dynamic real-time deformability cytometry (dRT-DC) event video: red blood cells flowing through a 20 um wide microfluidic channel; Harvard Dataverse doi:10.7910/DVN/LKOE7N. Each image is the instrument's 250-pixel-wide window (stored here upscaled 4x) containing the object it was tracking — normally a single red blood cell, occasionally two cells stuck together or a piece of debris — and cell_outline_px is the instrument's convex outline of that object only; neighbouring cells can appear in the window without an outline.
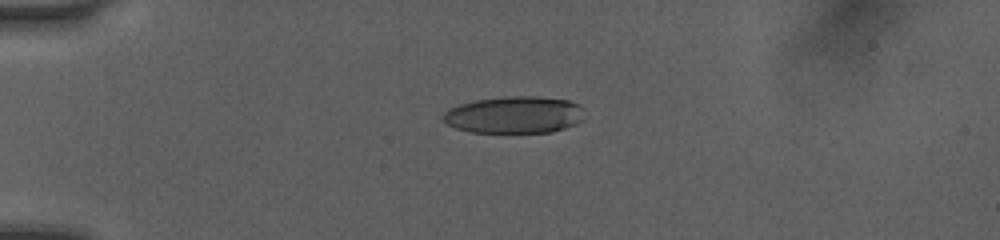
{"species": "human", "species_latin": "Homo sapiens", "temperature_condition": "room temperature", "stored_images_in_passage": 12, "camera_frame_rate_fps": 3000, "um_per_image_px": 0.085, "donor": {"sex": "female"}, "frame": {"image": 1, "passage_image": 9, "time_ms": 2.667, "image_size_px": [1000, 240], "cell_outline_px": [[584, 120], [576, 124], [552, 132], [468, 132], [456, 128], [448, 124], [440, 116], [444, 112], [460, 104], [472, 100], [504, 96], [536, 96], [568, 100], [580, 104], [584, 108]], "centroid_in_image_um": [43.75, 9.75], "position_along_channel_um": 41.2, "area_um2": 30.81}}
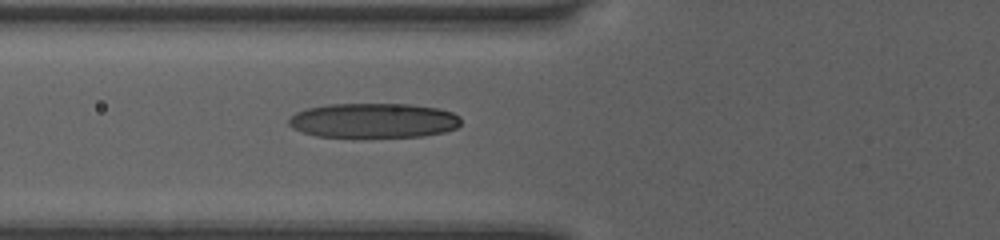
{"frame": {"image": 2, "passage_image": 12, "time_ms": 3.667, "image_size_px": [1000, 240], "cell_outline_px": [[460, 124], [456, 128], [444, 132], [424, 136], [360, 140], [352, 140], [316, 136], [292, 128], [288, 124], [288, 120], [296, 112], [308, 108], [328, 104], [412, 104], [440, 108], [452, 112], [460, 116]], "centroid_in_image_um": [31.75, 10.29], "position_along_channel_um": 94.1, "area_um2": 36.36}}